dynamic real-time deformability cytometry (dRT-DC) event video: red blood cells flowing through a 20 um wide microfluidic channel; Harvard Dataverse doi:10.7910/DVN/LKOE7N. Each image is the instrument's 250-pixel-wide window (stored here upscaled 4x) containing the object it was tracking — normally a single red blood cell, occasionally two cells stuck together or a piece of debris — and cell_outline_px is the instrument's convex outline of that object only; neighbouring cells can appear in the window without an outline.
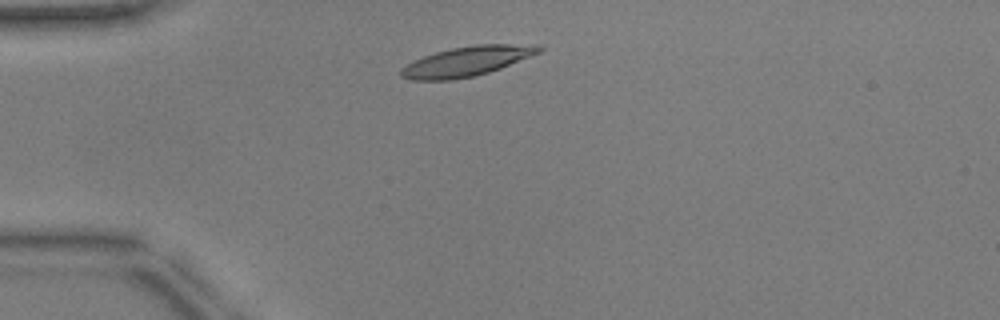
{"species": "common noctule bat (a hibernating species)", "species_latin": "Nyctalus noctula", "temperature_condition": "warm", "stored_images_in_passage": 39, "camera_frame_rate_fps": 3000, "um_per_image_px": 0.085, "animal": {"sex": "male", "body_mass_g": 17.9, "forearm_length_mm": 54.2}, "frame": {"image": 1, "passage_image": 1, "time_ms": 0.0, "image_size_px": [1000, 320], "cell_outline_px": [[544, 48], [540, 52], [500, 68], [476, 76], [452, 80], [412, 80], [400, 76], [400, 72], [408, 64], [424, 56], [436, 52], [452, 48], [476, 44], [540, 44]], "centroid_in_image_um": [39.73, 5.2], "position_along_channel_um": 45.3, "area_um2": 23.7}}
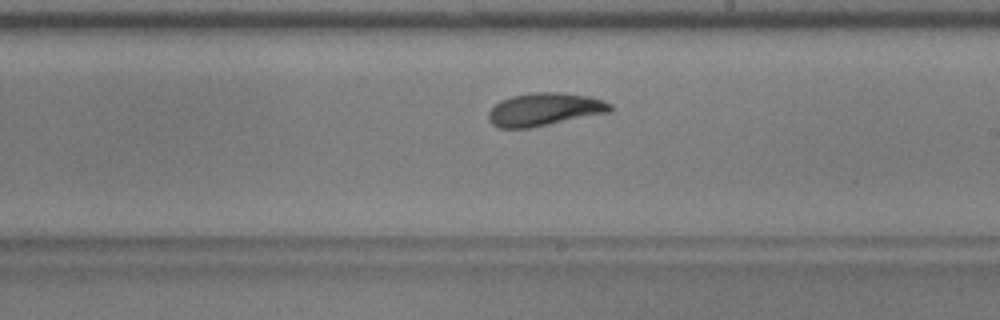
{"frame": {"image": 2, "passage_image": 18, "time_ms": 5.667, "image_size_px": [1000, 320], "cell_outline_px": [[612, 108], [608, 112], [528, 128], [500, 128], [492, 124], [488, 120], [488, 112], [500, 100], [512, 96], [528, 92], [564, 92], [588, 96], [604, 100], [612, 104]], "centroid_in_image_um": [46.25, 9.28], "position_along_channel_um": 242.7, "area_um2": 23.24}}
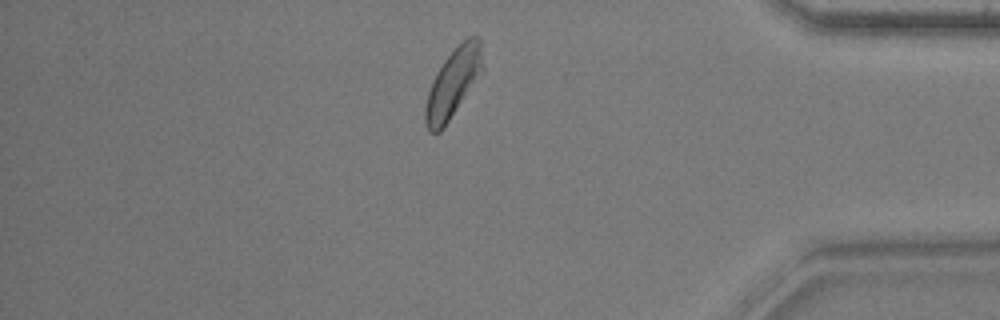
{"frame": {"image": 3, "passage_image": 32, "time_ms": 10.333, "image_size_px": [1000, 320], "cell_outline_px": [[484, 72], [440, 132], [428, 132], [424, 120], [424, 108], [428, 92], [436, 72], [444, 60], [468, 36], [480, 36], [484, 68]], "centroid_in_image_um": [38.54, 7.06], "position_along_channel_um": 396.7, "area_um2": 23.12}, "authors_computed_cell_mechanics": {"area_um2": 23.12, "velocity_mm_per_s": 3.8878, "shape_relaxation_time_tau1_ms": 2.4366, "shape_relaxation_time_tau2_ms": 2.6969, "deformation_change_tau1": 0.1093, "deformation_change_tau2": 0.0879}}